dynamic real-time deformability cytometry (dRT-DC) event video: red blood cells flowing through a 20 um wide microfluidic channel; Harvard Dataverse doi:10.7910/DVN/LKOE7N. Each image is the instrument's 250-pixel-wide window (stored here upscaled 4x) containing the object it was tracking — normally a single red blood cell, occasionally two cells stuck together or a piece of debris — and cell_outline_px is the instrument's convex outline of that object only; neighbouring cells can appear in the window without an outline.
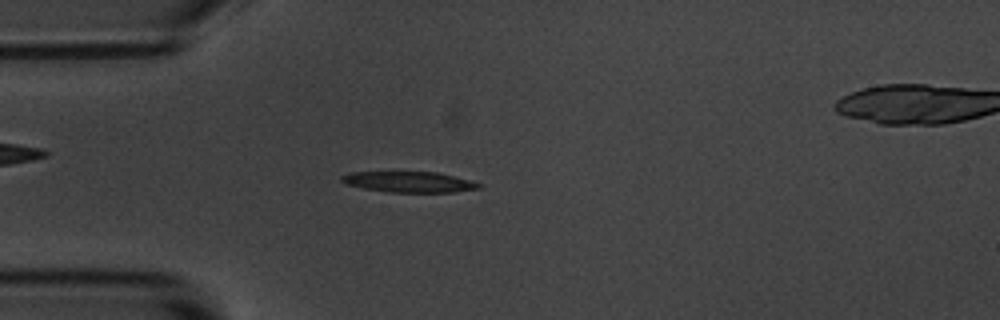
{"species": "common noctule bat (a hibernating species)", "species_latin": "Nyctalus noctula", "temperature_condition": "room temperature", "stored_images_in_passage": 52, "camera_frame_rate_fps": 3000, "um_per_image_px": 0.085, "animal": {"sex": "male", "body_mass_g": 20.1, "forearm_length_mm": 53.5}, "frame": {"image": 1, "passage_image": 11, "time_ms": 3.333, "image_size_px": [1000, 320], "cell_outline_px": [[480, 188], [452, 192], [388, 192], [364, 188], [344, 184], [340, 180], [340, 176], [348, 172], [436, 172], [468, 180], [480, 184]], "centroid_in_image_um": [34.67, 15.46], "position_along_channel_um": 50.3, "area_um2": 16.42}}
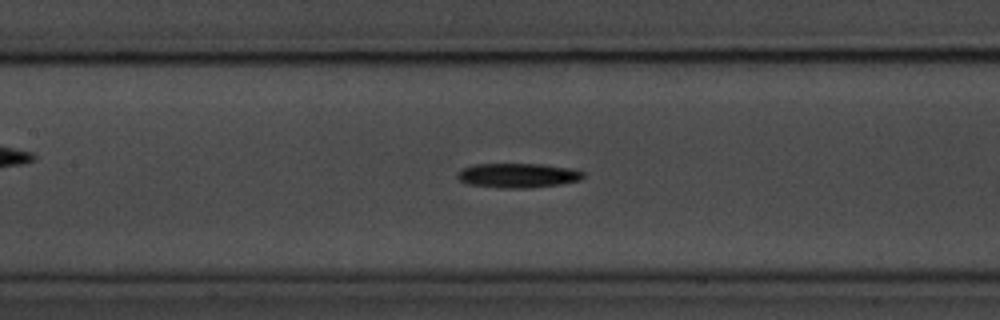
{"frame": {"image": 2, "passage_image": 21, "time_ms": 6.667, "image_size_px": [1000, 320], "cell_outline_px": [[584, 176], [580, 180], [560, 184], [528, 188], [504, 188], [468, 184], [460, 180], [456, 176], [456, 172], [460, 168], [472, 164], [540, 164], [572, 168], [584, 172]], "centroid_in_image_um": [43.98, 14.9], "position_along_channel_um": 163.4, "area_um2": 18.09}}
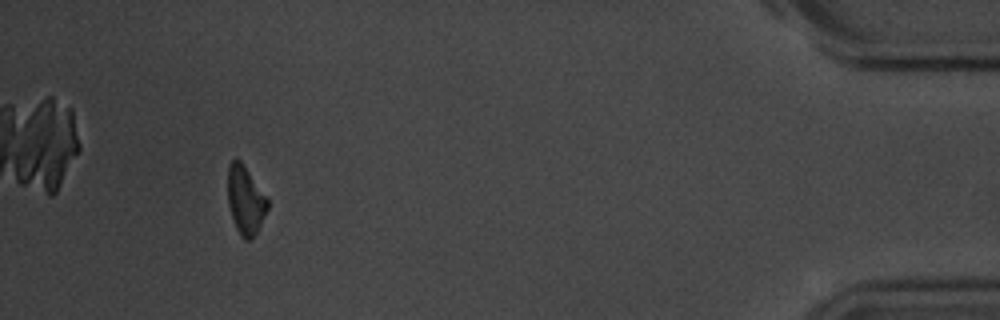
{"frame": {"image": 3, "passage_image": 47, "time_ms": 15.333, "image_size_px": [1000, 320], "cell_outline_px": [[268, 208], [256, 232], [248, 240], [244, 240], [240, 236], [236, 228], [228, 204], [228, 168], [232, 160], [240, 160], [268, 200]], "centroid_in_image_um": [20.84, 17.03], "position_along_channel_um": 414.4, "area_um2": 15.32}, "authors_computed_cell_mechanics": {"area_um2": 17.051, "velocity_mm_per_s": 3.6576, "shape_relaxation_time_tau1_ms": 4.3218, "shape_relaxation_time_tau2_ms": null, "deformation_change_tau1": 0.1553, "deformation_change_tau2": null}}